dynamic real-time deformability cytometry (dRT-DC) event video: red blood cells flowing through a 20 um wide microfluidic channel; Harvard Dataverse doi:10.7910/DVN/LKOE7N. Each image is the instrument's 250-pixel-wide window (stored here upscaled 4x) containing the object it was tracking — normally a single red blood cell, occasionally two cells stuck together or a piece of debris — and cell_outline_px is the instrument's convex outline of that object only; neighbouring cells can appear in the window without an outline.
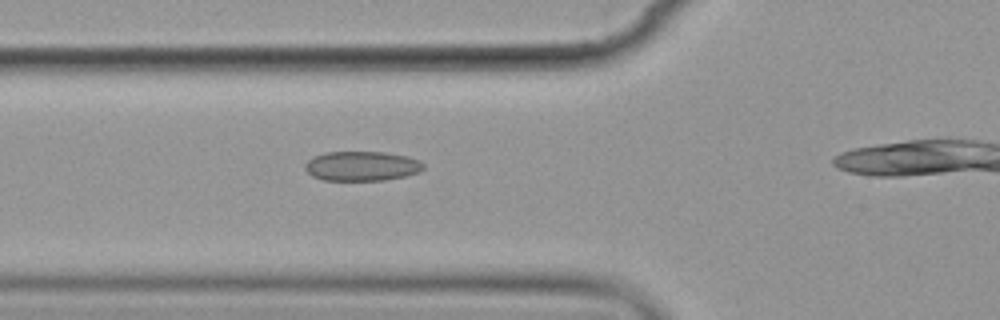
{"species": "common noctule bat (a hibernating species)", "species_latin": "Nyctalus noctula", "temperature_condition": "cold", "stored_images_in_passage": 12, "camera_frame_rate_fps": 3000, "um_per_image_px": 0.085, "animal": {"sex": "female", "body_mass_g": 19.9}, "frame": {"image": 1, "passage_image": 3, "time_ms": 2.333, "image_size_px": [1000, 320], "cell_outline_px": [[424, 168], [420, 172], [404, 176], [384, 180], [324, 180], [312, 176], [304, 168], [304, 164], [312, 156], [324, 152], [384, 152], [408, 156], [420, 160], [424, 164]], "centroid_in_image_um": [30.75, 14.11], "position_along_channel_um": 95.1, "area_um2": 20.58}}